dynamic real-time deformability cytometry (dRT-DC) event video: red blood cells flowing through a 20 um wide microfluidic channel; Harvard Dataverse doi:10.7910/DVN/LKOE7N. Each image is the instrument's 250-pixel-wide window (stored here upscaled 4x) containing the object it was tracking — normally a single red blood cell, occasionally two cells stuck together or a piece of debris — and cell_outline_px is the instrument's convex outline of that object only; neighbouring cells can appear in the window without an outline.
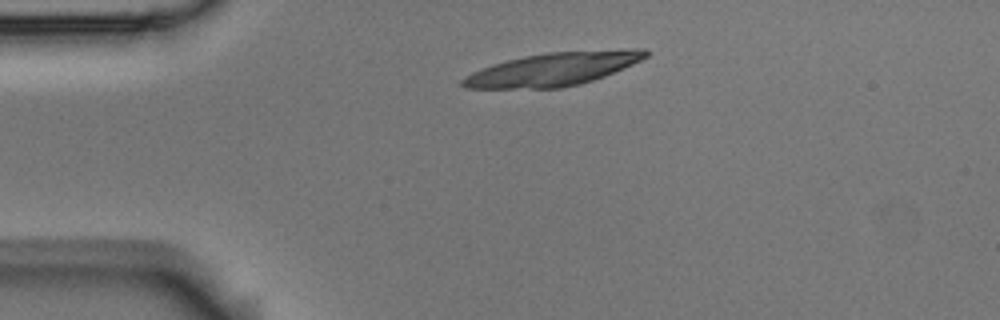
{"species": "Egyptian fruit bat (a non-hibernating species)", "species_latin": "Rousettus aegyptiacus", "temperature_condition": "room temperature", "stored_images_in_passage": 2, "camera_frame_rate_fps": 3000, "um_per_image_px": 0.085, "animal": {"sex": "male"}, "frame": {"image": 1, "passage_image": 1, "time_ms": 0.0, "image_size_px": [1000, 320], "cell_outline_px": [[648, 56], [632, 64], [604, 76], [580, 84], [560, 88], [464, 88], [460, 84], [460, 80], [472, 72], [492, 64], [524, 56], [548, 52], [636, 48], [644, 48], [648, 52]], "centroid_in_image_um": [47.01, 5.87], "position_along_channel_um": 38.0, "area_um2": 35.26}}